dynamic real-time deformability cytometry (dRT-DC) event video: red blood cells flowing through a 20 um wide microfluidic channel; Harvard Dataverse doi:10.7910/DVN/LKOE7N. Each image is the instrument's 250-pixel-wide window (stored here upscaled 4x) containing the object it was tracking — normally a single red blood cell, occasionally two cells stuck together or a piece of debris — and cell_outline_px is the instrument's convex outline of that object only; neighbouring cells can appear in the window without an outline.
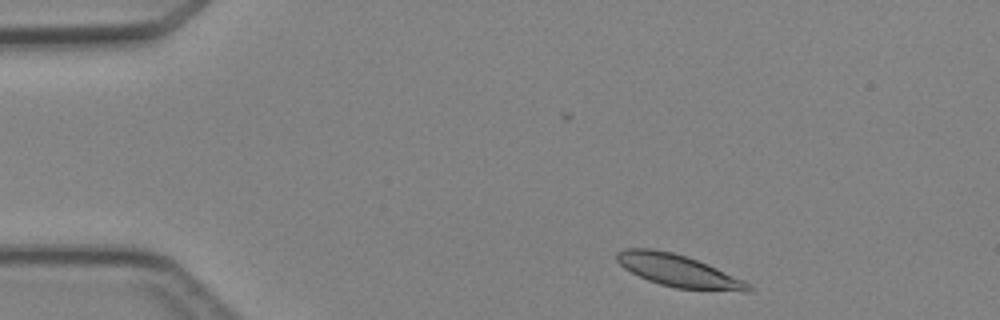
{"species": "Egyptian fruit bat (a non-hibernating species)", "species_latin": "Rousettus aegyptiacus", "temperature_condition": "cold", "stored_images_in_passage": 5, "segment_of_instrument_passage": [2, 2], "camera_frame_rate_fps": 3000, "um_per_image_px": 0.085, "animal": {"sex": "female"}, "frame": {"image": 1, "passage_image": 5, "time_ms": 4.667, "image_size_px": [1000, 320], "cell_outline_px": [[756, 288], [752, 292], [744, 292], [676, 288], [660, 284], [648, 280], [624, 268], [616, 260], [616, 252], [624, 248], [652, 248], [672, 252], [696, 260], [716, 268], [744, 280], [752, 284]], "centroid_in_image_um": [57.7, 23.03], "position_along_channel_um": 27.3, "area_um2": 24.74}}